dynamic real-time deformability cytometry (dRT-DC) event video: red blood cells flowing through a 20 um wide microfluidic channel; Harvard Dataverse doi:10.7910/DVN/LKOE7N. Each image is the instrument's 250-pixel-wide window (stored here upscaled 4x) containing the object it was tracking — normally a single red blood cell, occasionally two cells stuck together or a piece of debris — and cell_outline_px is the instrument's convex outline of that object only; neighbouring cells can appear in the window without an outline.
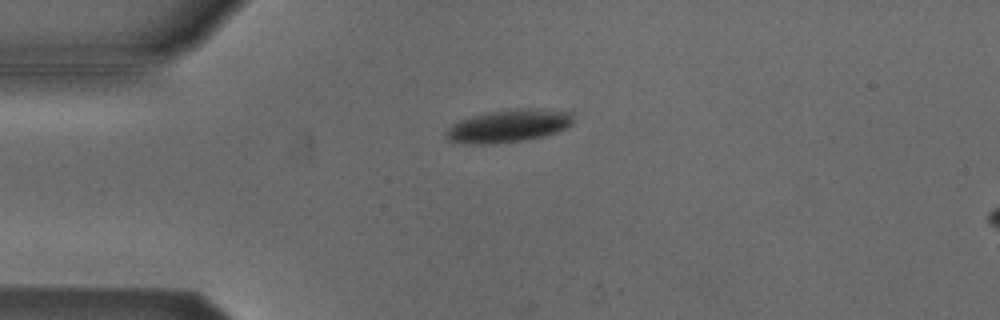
{"species": "Egyptian fruit bat (a non-hibernating species)", "species_latin": "Rousettus aegyptiacus", "temperature_condition": "cold", "stored_images_in_passage": 5, "segment_of_instrument_passage": [1, 2], "camera_frame_rate_fps": 3000, "um_per_image_px": 0.085, "animal": {"sex": "male"}, "frame": {"image": 1, "passage_image": 3, "time_ms": 0.667, "image_size_px": [1000, 320], "cell_outline_px": [[572, 124], [556, 132], [544, 136], [524, 140], [484, 144], [464, 144], [448, 140], [444, 136], [444, 132], [452, 124], [460, 120], [488, 112], [512, 108], [540, 108], [572, 112]], "centroid_in_image_um": [43.2, 10.69], "position_along_channel_um": 41.8, "area_um2": 24.33}}